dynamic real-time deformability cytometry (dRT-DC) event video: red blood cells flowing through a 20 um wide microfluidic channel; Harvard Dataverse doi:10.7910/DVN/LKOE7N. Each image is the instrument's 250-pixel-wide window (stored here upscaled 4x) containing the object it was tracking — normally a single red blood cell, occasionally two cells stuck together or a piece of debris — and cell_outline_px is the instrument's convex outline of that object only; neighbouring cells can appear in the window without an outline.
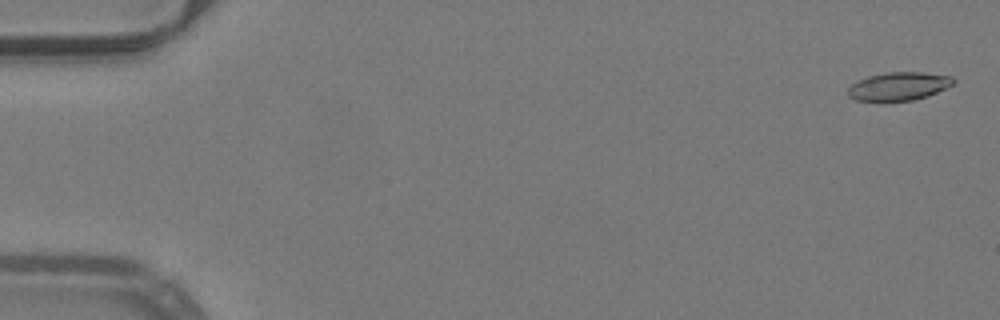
{"species": "common noctule bat (a hibernating species)", "species_latin": "Nyctalus noctula", "temperature_condition": "warm", "stored_images_in_passage": 53, "camera_frame_rate_fps": 3000, "um_per_image_px": 0.085, "animal": {"sex": "male", "body_mass_g": 19.2, "forearm_length_mm": 51.8}, "frame": {"image": 1, "passage_image": 2, "time_ms": 0.333, "image_size_px": [1000, 320], "cell_outline_px": [[956, 80], [952, 84], [928, 96], [912, 100], [856, 100], [848, 96], [848, 88], [852, 84], [868, 76], [888, 72], [920, 72], [952, 76]], "centroid_in_image_um": [76.4, 7.32], "position_along_channel_um": 8.6, "area_um2": 16.99}}
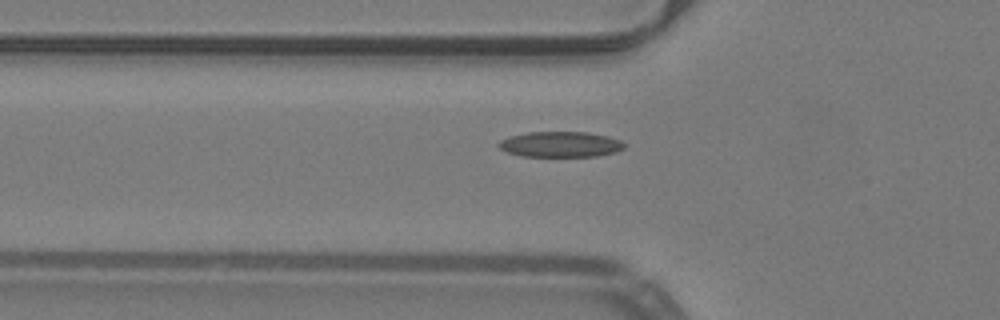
{"frame": {"image": 2, "passage_image": 19, "time_ms": 6.0, "image_size_px": [1000, 320], "cell_outline_px": [[624, 148], [616, 152], [596, 156], [520, 156], [508, 152], [500, 148], [496, 144], [500, 140], [508, 136], [528, 132], [588, 132], [608, 136], [620, 140], [624, 144]], "centroid_in_image_um": [47.61, 12.26], "position_along_channel_um": 78.2, "area_um2": 18.73}}
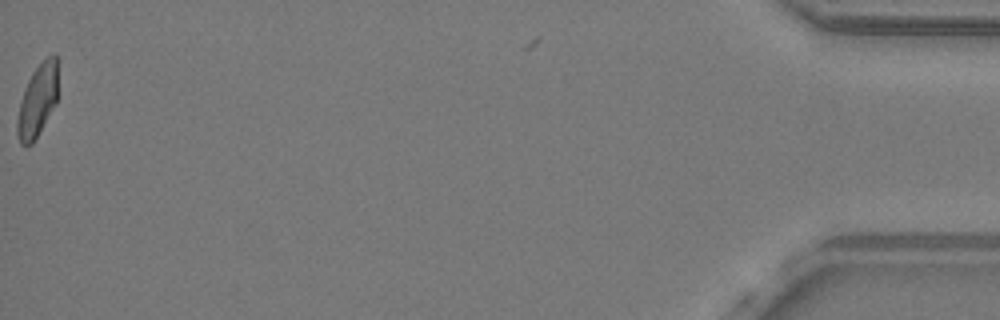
{"frame": {"image": 3, "passage_image": 53, "time_ms": 17.333, "image_size_px": [1000, 320], "cell_outline_px": [[56, 104], [32, 144], [20, 144], [16, 132], [16, 120], [20, 104], [28, 80], [32, 72], [52, 52], [56, 52]], "centroid_in_image_um": [3.17, 8.56], "position_along_channel_um": 432.0, "area_um2": 16.76}, "authors_computed_cell_mechanics": {"area_um2": 18.0336, "velocity_mm_per_s": 4.01, "shape_relaxation_time_tau1_ms": 8.6358, "shape_relaxation_time_tau2_ms": 2.157, "deformation_change_tau1": 0.207, "deformation_change_tau2": 0.0807}}